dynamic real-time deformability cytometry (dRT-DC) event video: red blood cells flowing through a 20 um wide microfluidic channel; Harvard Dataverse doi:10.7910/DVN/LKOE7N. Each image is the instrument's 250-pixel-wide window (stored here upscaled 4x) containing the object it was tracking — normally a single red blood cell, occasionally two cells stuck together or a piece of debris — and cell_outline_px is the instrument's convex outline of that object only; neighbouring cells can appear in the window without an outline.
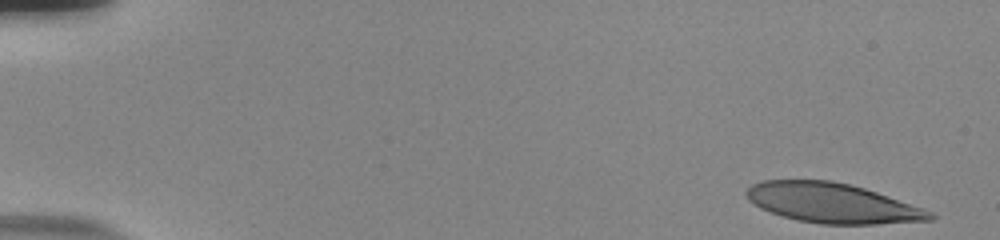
{"species": "human", "species_latin": "Homo sapiens", "temperature_condition": "room temperature", "stored_images_in_passage": 54, "camera_frame_rate_fps": 3000, "um_per_image_px": 0.085, "donor": {"sex": "male"}, "frame": {"image": 1, "passage_image": 1, "time_ms": 0.0, "image_size_px": [1000, 240], "cell_outline_px": [[936, 216], [932, 220], [876, 224], [820, 224], [796, 220], [760, 208], [748, 200], [744, 192], [752, 184], [764, 180], [832, 180], [864, 188], [924, 208], [932, 212]], "centroid_in_image_um": [70.74, 17.26], "position_along_channel_um": 14.3, "area_um2": 42.48}}
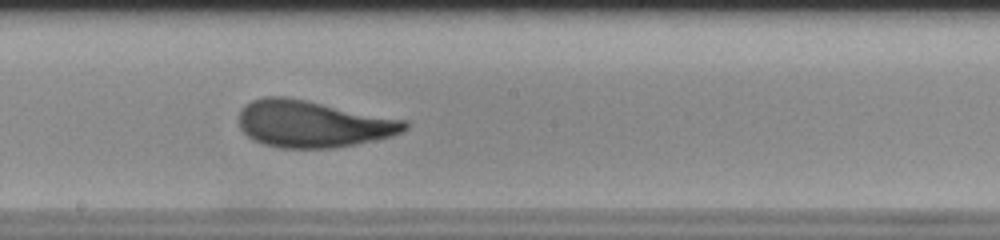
{"frame": {"image": 2, "passage_image": 30, "time_ms": 9.667, "image_size_px": [1000, 240], "cell_outline_px": [[408, 128], [404, 132], [392, 136], [356, 144], [332, 148], [280, 148], [264, 144], [252, 140], [240, 128], [240, 108], [244, 104], [252, 100], [264, 96], [284, 96], [408, 120]], "centroid_in_image_um": [26.59, 10.53], "position_along_channel_um": 221.6, "area_um2": 45.43}}
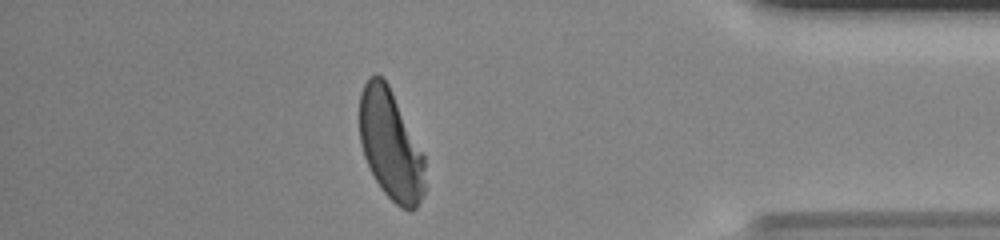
{"frame": {"image": 3, "passage_image": 47, "time_ms": 15.333, "image_size_px": [1000, 240], "cell_outline_px": [[424, 192], [416, 208], [412, 212], [408, 212], [400, 208], [380, 188], [364, 156], [360, 144], [360, 92], [368, 76], [376, 72], [388, 84], [424, 156]], "centroid_in_image_um": [33.18, 12.33], "position_along_channel_um": 402.0, "area_um2": 41.62}, "authors_computed_cell_mechanics": {"area_um2": 44.3326, "velocity_mm_per_s": 3.7055, "shape_relaxation_time_tau1_ms": 5.3846, "shape_relaxation_time_tau2_ms": 0.887, "deformation_change_tau1": 0.2126, "deformation_change_tau2": 0.0736}}